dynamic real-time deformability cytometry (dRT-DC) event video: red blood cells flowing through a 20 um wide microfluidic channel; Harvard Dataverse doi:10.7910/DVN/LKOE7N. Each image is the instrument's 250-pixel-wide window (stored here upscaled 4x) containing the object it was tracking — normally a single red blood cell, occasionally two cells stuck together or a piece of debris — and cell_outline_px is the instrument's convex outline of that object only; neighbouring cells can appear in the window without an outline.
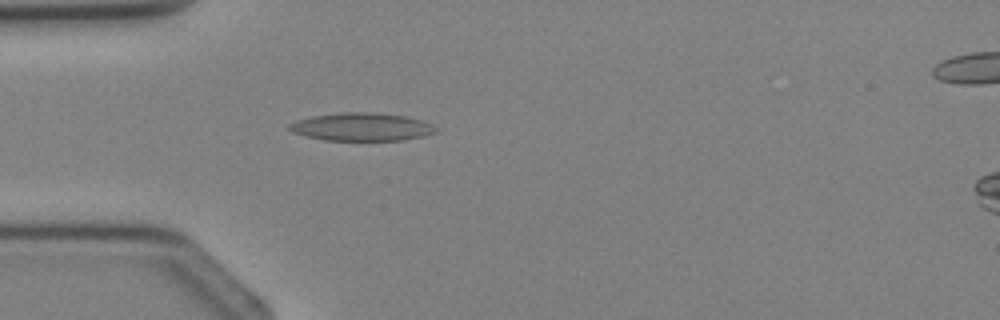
{"species": "Egyptian fruit bat (a non-hibernating species)", "species_latin": "Rousettus aegyptiacus", "temperature_condition": "cold", "stored_images_in_passage": 3, "segment_of_instrument_passage": [1, 2], "camera_frame_rate_fps": 3000, "um_per_image_px": 0.085, "animal": {"sex": "female"}, "frame": {"image": 1, "passage_image": 2, "time_ms": 1.0, "image_size_px": [1000, 320], "cell_outline_px": [[440, 132], [424, 136], [400, 140], [324, 140], [292, 132], [288, 128], [288, 124], [296, 120], [312, 116], [344, 112], [372, 112], [404, 116], [420, 120], [432, 124], [440, 128]], "centroid_in_image_um": [30.78, 10.78], "position_along_channel_um": 54.2, "area_um2": 23.93}}